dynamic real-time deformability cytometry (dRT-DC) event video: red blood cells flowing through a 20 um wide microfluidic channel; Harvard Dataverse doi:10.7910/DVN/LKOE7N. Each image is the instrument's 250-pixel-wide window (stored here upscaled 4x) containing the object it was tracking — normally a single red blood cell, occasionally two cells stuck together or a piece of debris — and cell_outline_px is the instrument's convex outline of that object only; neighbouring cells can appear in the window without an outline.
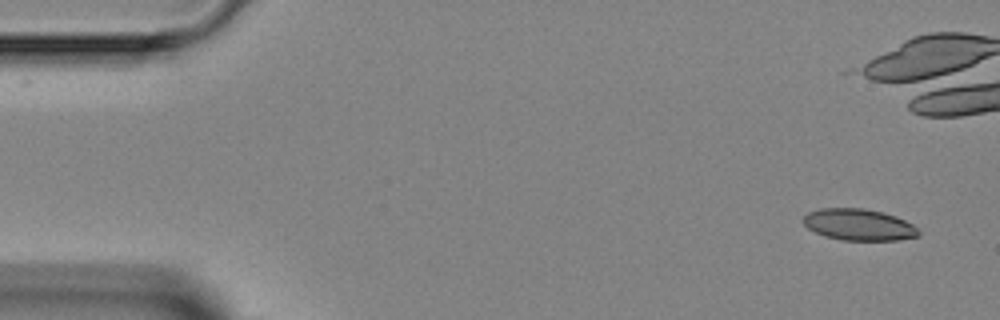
{"species": "Egyptian fruit bat (a non-hibernating species)", "species_latin": "Rousettus aegyptiacus", "temperature_condition": "room temperature", "stored_images_in_passage": 2, "camera_frame_rate_fps": 3000, "um_per_image_px": 0.085, "animal": {"sex": "female"}, "frame": {"image": 1, "passage_image": 2, "time_ms": 1.0, "image_size_px": [1000, 320], "cell_outline_px": [[920, 236], [896, 240], [840, 240], [824, 236], [808, 228], [800, 220], [808, 212], [820, 208], [864, 208], [896, 216], [912, 224], [920, 232]], "centroid_in_image_um": [72.97, 19.1], "position_along_channel_um": 12.0, "area_um2": 21.21}}